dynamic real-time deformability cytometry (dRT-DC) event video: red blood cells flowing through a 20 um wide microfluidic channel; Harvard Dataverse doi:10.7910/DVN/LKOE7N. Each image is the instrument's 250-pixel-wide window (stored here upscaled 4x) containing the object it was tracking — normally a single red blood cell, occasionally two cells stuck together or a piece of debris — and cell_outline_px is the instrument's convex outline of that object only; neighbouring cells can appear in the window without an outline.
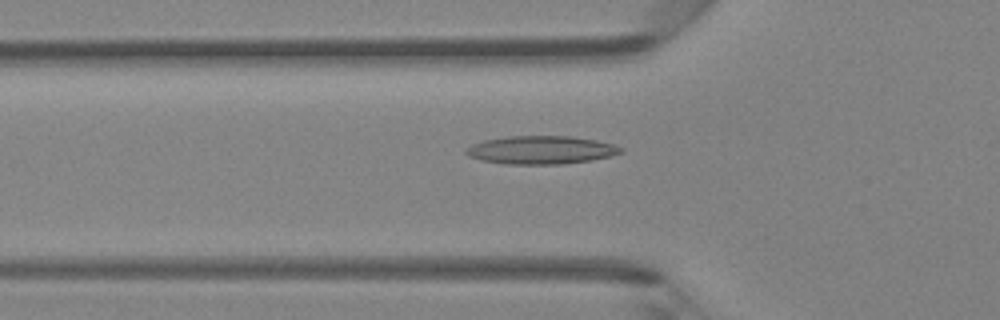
{"species": "Egyptian fruit bat (a non-hibernating species)", "species_latin": "Rousettus aegyptiacus", "temperature_condition": "room temperature", "stored_images_in_passage": 35, "camera_frame_rate_fps": 3000, "um_per_image_px": 0.085, "animal": {"sex": "female"}, "frame": {"image": 1, "passage_image": 4, "time_ms": 1.0, "image_size_px": [1000, 320], "cell_outline_px": [[624, 152], [612, 156], [592, 160], [560, 164], [504, 164], [480, 160], [468, 156], [464, 152], [472, 144], [484, 140], [508, 136], [572, 136], [596, 140], [612, 144], [624, 148]], "centroid_in_image_um": [46.01, 12.75], "position_along_channel_um": 79.8, "area_um2": 25.55}}
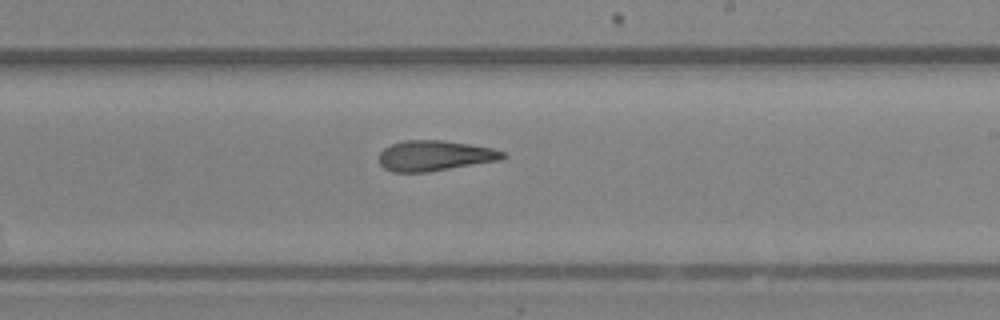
{"frame": {"image": 2, "passage_image": 16, "time_ms": 5.0, "image_size_px": [1000, 320], "cell_outline_px": [[508, 156], [500, 160], [428, 172], [392, 172], [384, 168], [380, 164], [380, 152], [384, 148], [392, 144], [404, 140], [444, 140], [492, 148], [504, 152]], "centroid_in_image_um": [36.96, 13.23], "position_along_channel_um": 252.0, "area_um2": 21.91}}
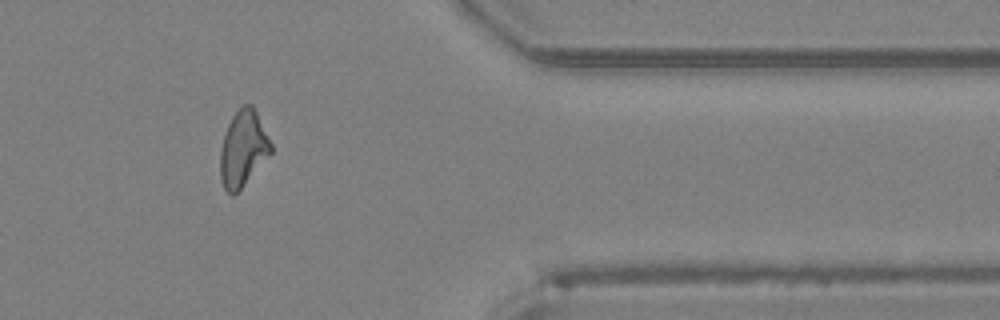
{"frame": {"image": 3, "passage_image": 27, "time_ms": 8.667, "image_size_px": [1000, 320], "cell_outline_px": [[272, 152], [240, 188], [232, 196], [224, 188], [220, 176], [220, 148], [228, 124], [232, 116], [244, 104], [252, 104], [272, 144]], "centroid_in_image_um": [20.65, 12.62], "position_along_channel_um": 390.8, "area_um2": 21.96}, "authors_computed_cell_mechanics": {"area_um2": 22.3108, "velocity_mm_per_s": 4.3297, "shape_relaxation_time_tau1_ms": null, "shape_relaxation_time_tau2_ms": 3.5275, "deformation_change_tau1": null, "deformation_change_tau2": 0.1387}}